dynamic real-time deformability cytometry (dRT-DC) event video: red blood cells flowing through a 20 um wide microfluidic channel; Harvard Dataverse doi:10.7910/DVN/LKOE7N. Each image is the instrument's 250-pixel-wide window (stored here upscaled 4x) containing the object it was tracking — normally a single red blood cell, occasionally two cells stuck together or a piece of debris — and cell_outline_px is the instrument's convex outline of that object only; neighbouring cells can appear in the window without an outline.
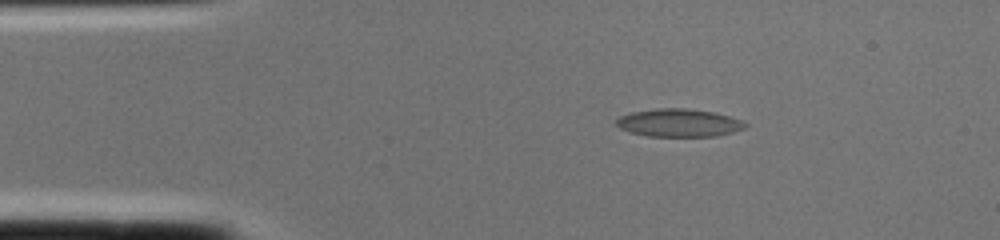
{"species": "common noctule bat (a hibernating species)", "species_latin": "Nyctalus noctula", "temperature_condition": "cold", "stored_images_in_passage": 1, "camera_frame_rate_fps": 3000, "um_per_image_px": 0.085, "animal": {"sex": "female", "body_mass_g": 22.0, "forearm_length_mm": 56.7}, "frame": {"image": 1, "passage_image": 1, "time_ms": 0.0, "image_size_px": [1000, 240], "cell_outline_px": [[748, 124], [744, 128], [732, 132], [716, 136], [648, 136], [628, 132], [620, 128], [616, 124], [616, 120], [620, 116], [632, 112], [656, 108], [688, 108], [712, 112], [728, 116], [740, 120]], "centroid_in_image_um": [57.67, 10.44], "position_along_channel_um": 27.3, "area_um2": 20.87}}